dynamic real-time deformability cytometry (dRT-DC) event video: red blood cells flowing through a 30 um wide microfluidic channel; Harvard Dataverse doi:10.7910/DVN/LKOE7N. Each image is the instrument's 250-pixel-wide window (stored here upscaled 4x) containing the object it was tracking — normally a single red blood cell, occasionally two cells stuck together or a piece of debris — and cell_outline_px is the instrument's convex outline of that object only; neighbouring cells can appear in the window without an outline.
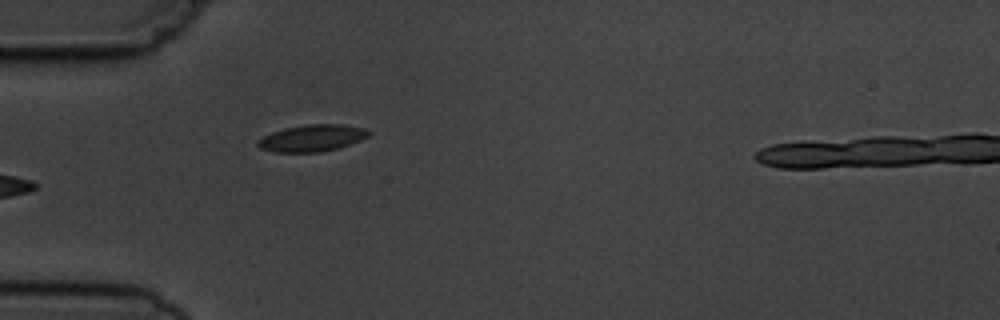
{"species": "common noctule bat (a hibernating species)", "species_latin": "Nyctalus noctula", "temperature_condition": "cold", "stored_images_in_passage": 6, "camera_frame_rate_fps": 3000, "um_per_image_px": 0.085, "animal": {"sex": "male", "body_mass_g": 19.5, "forearm_length_mm": 54.6}, "frame": {"image": 1, "passage_image": 5, "time_ms": 5.667, "image_size_px": [1000, 320], "cell_outline_px": [[372, 132], [368, 136], [360, 140], [336, 148], [320, 152], [276, 152], [260, 148], [256, 144], [256, 140], [272, 132], [284, 128], [304, 124], [344, 124], [364, 128]], "centroid_in_image_um": [26.51, 11.72], "position_along_channel_um": 58.5, "area_um2": 17.28}}